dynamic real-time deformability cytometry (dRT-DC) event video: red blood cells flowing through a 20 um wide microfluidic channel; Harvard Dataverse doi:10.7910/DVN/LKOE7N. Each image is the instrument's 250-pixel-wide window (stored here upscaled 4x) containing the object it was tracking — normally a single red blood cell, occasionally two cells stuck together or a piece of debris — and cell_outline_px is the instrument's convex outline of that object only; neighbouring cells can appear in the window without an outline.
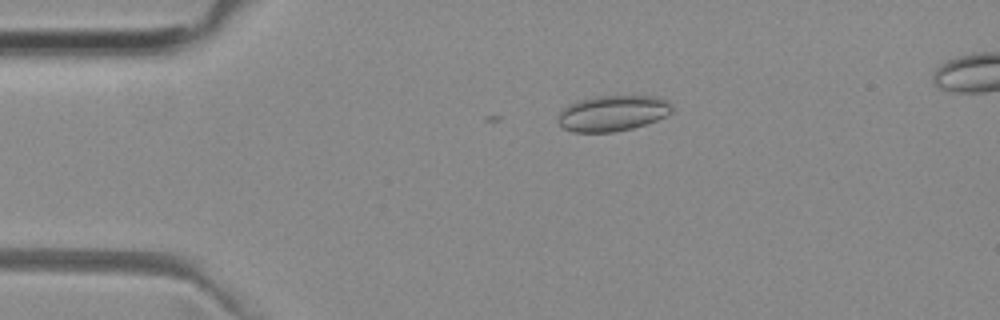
{"species": "common noctule bat (a hibernating species)", "species_latin": "Nyctalus noctula", "temperature_condition": "room temperature", "stored_images_in_passage": 4, "camera_frame_rate_fps": 3000, "um_per_image_px": 0.085, "animal": {"sex": "female", "body_mass_g": 29.2, "forearm_length_mm": 56.3}, "frame": {"image": 1, "passage_image": 1, "time_ms": 0.0, "image_size_px": [1000, 320], "cell_outline_px": [[672, 112], [656, 120], [632, 128], [612, 132], [572, 132], [564, 128], [560, 124], [556, 116], [560, 108], [568, 104], [580, 100], [596, 96], [656, 96], [668, 100], [672, 104]], "centroid_in_image_um": [52.04, 9.61], "position_along_channel_um": 33.0, "area_um2": 23.87}}